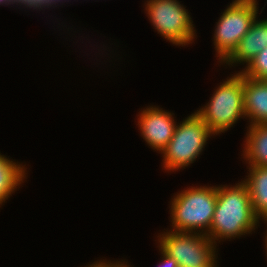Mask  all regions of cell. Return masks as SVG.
<instances>
[{
    "mask_svg": "<svg viewBox=\"0 0 267 267\" xmlns=\"http://www.w3.org/2000/svg\"><path fill=\"white\" fill-rule=\"evenodd\" d=\"M257 223L259 219L253 211L249 190L244 181L232 187H217L213 220L206 235L214 244L215 240L234 239L249 234L257 228Z\"/></svg>",
    "mask_w": 267,
    "mask_h": 267,
    "instance_id": "obj_1",
    "label": "cell"
},
{
    "mask_svg": "<svg viewBox=\"0 0 267 267\" xmlns=\"http://www.w3.org/2000/svg\"><path fill=\"white\" fill-rule=\"evenodd\" d=\"M216 202L217 186L191 187L177 193L171 201L170 208L172 230L196 233V230L200 229L197 233L207 235Z\"/></svg>",
    "mask_w": 267,
    "mask_h": 267,
    "instance_id": "obj_2",
    "label": "cell"
},
{
    "mask_svg": "<svg viewBox=\"0 0 267 267\" xmlns=\"http://www.w3.org/2000/svg\"><path fill=\"white\" fill-rule=\"evenodd\" d=\"M226 80L215 89L210 102L196 111L214 135L224 133L240 117L245 118L244 75L238 72Z\"/></svg>",
    "mask_w": 267,
    "mask_h": 267,
    "instance_id": "obj_3",
    "label": "cell"
},
{
    "mask_svg": "<svg viewBox=\"0 0 267 267\" xmlns=\"http://www.w3.org/2000/svg\"><path fill=\"white\" fill-rule=\"evenodd\" d=\"M212 135L196 112L183 119L179 125L176 124L172 139L161 151L165 170L176 171L193 163Z\"/></svg>",
    "mask_w": 267,
    "mask_h": 267,
    "instance_id": "obj_4",
    "label": "cell"
},
{
    "mask_svg": "<svg viewBox=\"0 0 267 267\" xmlns=\"http://www.w3.org/2000/svg\"><path fill=\"white\" fill-rule=\"evenodd\" d=\"M158 237L159 248L174 258L179 267L217 266L216 245L204 234L169 230Z\"/></svg>",
    "mask_w": 267,
    "mask_h": 267,
    "instance_id": "obj_5",
    "label": "cell"
},
{
    "mask_svg": "<svg viewBox=\"0 0 267 267\" xmlns=\"http://www.w3.org/2000/svg\"><path fill=\"white\" fill-rule=\"evenodd\" d=\"M256 0H233L216 24L214 45L223 62L237 47L257 18Z\"/></svg>",
    "mask_w": 267,
    "mask_h": 267,
    "instance_id": "obj_6",
    "label": "cell"
},
{
    "mask_svg": "<svg viewBox=\"0 0 267 267\" xmlns=\"http://www.w3.org/2000/svg\"><path fill=\"white\" fill-rule=\"evenodd\" d=\"M145 10L153 27L175 45H187L195 38L193 21L177 0H147Z\"/></svg>",
    "mask_w": 267,
    "mask_h": 267,
    "instance_id": "obj_7",
    "label": "cell"
},
{
    "mask_svg": "<svg viewBox=\"0 0 267 267\" xmlns=\"http://www.w3.org/2000/svg\"><path fill=\"white\" fill-rule=\"evenodd\" d=\"M173 113L158 107H147L138 115L137 121L142 138L152 149L161 152L172 139L176 127Z\"/></svg>",
    "mask_w": 267,
    "mask_h": 267,
    "instance_id": "obj_8",
    "label": "cell"
},
{
    "mask_svg": "<svg viewBox=\"0 0 267 267\" xmlns=\"http://www.w3.org/2000/svg\"><path fill=\"white\" fill-rule=\"evenodd\" d=\"M265 47H267V19L255 20L249 31L223 63L232 65L244 62L247 66Z\"/></svg>",
    "mask_w": 267,
    "mask_h": 267,
    "instance_id": "obj_9",
    "label": "cell"
},
{
    "mask_svg": "<svg viewBox=\"0 0 267 267\" xmlns=\"http://www.w3.org/2000/svg\"><path fill=\"white\" fill-rule=\"evenodd\" d=\"M245 117L250 125L267 124V80H256L244 76Z\"/></svg>",
    "mask_w": 267,
    "mask_h": 267,
    "instance_id": "obj_10",
    "label": "cell"
},
{
    "mask_svg": "<svg viewBox=\"0 0 267 267\" xmlns=\"http://www.w3.org/2000/svg\"><path fill=\"white\" fill-rule=\"evenodd\" d=\"M248 167L250 173L243 181L248 187L253 211L258 219H267V167Z\"/></svg>",
    "mask_w": 267,
    "mask_h": 267,
    "instance_id": "obj_11",
    "label": "cell"
},
{
    "mask_svg": "<svg viewBox=\"0 0 267 267\" xmlns=\"http://www.w3.org/2000/svg\"><path fill=\"white\" fill-rule=\"evenodd\" d=\"M243 148L249 166L267 167V124L249 125Z\"/></svg>",
    "mask_w": 267,
    "mask_h": 267,
    "instance_id": "obj_12",
    "label": "cell"
},
{
    "mask_svg": "<svg viewBox=\"0 0 267 267\" xmlns=\"http://www.w3.org/2000/svg\"><path fill=\"white\" fill-rule=\"evenodd\" d=\"M26 168L0 154V205L8 200L26 177Z\"/></svg>",
    "mask_w": 267,
    "mask_h": 267,
    "instance_id": "obj_13",
    "label": "cell"
},
{
    "mask_svg": "<svg viewBox=\"0 0 267 267\" xmlns=\"http://www.w3.org/2000/svg\"><path fill=\"white\" fill-rule=\"evenodd\" d=\"M240 72L248 78L267 80V47L260 51L246 68Z\"/></svg>",
    "mask_w": 267,
    "mask_h": 267,
    "instance_id": "obj_14",
    "label": "cell"
},
{
    "mask_svg": "<svg viewBox=\"0 0 267 267\" xmlns=\"http://www.w3.org/2000/svg\"><path fill=\"white\" fill-rule=\"evenodd\" d=\"M19 5H24V7H29L34 9H43L53 6V0H18Z\"/></svg>",
    "mask_w": 267,
    "mask_h": 267,
    "instance_id": "obj_15",
    "label": "cell"
},
{
    "mask_svg": "<svg viewBox=\"0 0 267 267\" xmlns=\"http://www.w3.org/2000/svg\"><path fill=\"white\" fill-rule=\"evenodd\" d=\"M130 265L126 264L124 261L120 262V261H117V262H112L111 261L107 262L105 260H101V261H97V262H94L93 264H91L90 266L88 267H129Z\"/></svg>",
    "mask_w": 267,
    "mask_h": 267,
    "instance_id": "obj_16",
    "label": "cell"
},
{
    "mask_svg": "<svg viewBox=\"0 0 267 267\" xmlns=\"http://www.w3.org/2000/svg\"><path fill=\"white\" fill-rule=\"evenodd\" d=\"M161 251V254L163 255L161 260V265H159V267H179L177 264V261L170 257L168 254H166L161 248L159 249Z\"/></svg>",
    "mask_w": 267,
    "mask_h": 267,
    "instance_id": "obj_17",
    "label": "cell"
},
{
    "mask_svg": "<svg viewBox=\"0 0 267 267\" xmlns=\"http://www.w3.org/2000/svg\"><path fill=\"white\" fill-rule=\"evenodd\" d=\"M0 4L10 5V4H13V0H0Z\"/></svg>",
    "mask_w": 267,
    "mask_h": 267,
    "instance_id": "obj_18",
    "label": "cell"
},
{
    "mask_svg": "<svg viewBox=\"0 0 267 267\" xmlns=\"http://www.w3.org/2000/svg\"><path fill=\"white\" fill-rule=\"evenodd\" d=\"M264 221L267 222V219H264ZM266 232H267V231H266ZM265 242H266L265 246H266V251H267V233H266V236H265ZM266 254H267V253H266Z\"/></svg>",
    "mask_w": 267,
    "mask_h": 267,
    "instance_id": "obj_19",
    "label": "cell"
},
{
    "mask_svg": "<svg viewBox=\"0 0 267 267\" xmlns=\"http://www.w3.org/2000/svg\"><path fill=\"white\" fill-rule=\"evenodd\" d=\"M64 1H65V0H64ZM57 2H60V0H53V5H54V4L56 5ZM61 2H62V0H61Z\"/></svg>",
    "mask_w": 267,
    "mask_h": 267,
    "instance_id": "obj_20",
    "label": "cell"
},
{
    "mask_svg": "<svg viewBox=\"0 0 267 267\" xmlns=\"http://www.w3.org/2000/svg\"><path fill=\"white\" fill-rule=\"evenodd\" d=\"M14 3L18 5V0H13V5Z\"/></svg>",
    "mask_w": 267,
    "mask_h": 267,
    "instance_id": "obj_21",
    "label": "cell"
}]
</instances>
